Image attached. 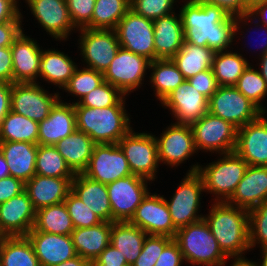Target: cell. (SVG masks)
Wrapping results in <instances>:
<instances>
[{"label":"cell","instance_id":"obj_1","mask_svg":"<svg viewBox=\"0 0 267 266\" xmlns=\"http://www.w3.org/2000/svg\"><path fill=\"white\" fill-rule=\"evenodd\" d=\"M179 10L184 41L214 52L228 50L232 45L235 16L223 8L201 0H186Z\"/></svg>","mask_w":267,"mask_h":266},{"label":"cell","instance_id":"obj_2","mask_svg":"<svg viewBox=\"0 0 267 266\" xmlns=\"http://www.w3.org/2000/svg\"><path fill=\"white\" fill-rule=\"evenodd\" d=\"M204 220L228 258L245 259L250 250L249 211L227 202H214ZM246 251V252H245Z\"/></svg>","mask_w":267,"mask_h":266},{"label":"cell","instance_id":"obj_3","mask_svg":"<svg viewBox=\"0 0 267 266\" xmlns=\"http://www.w3.org/2000/svg\"><path fill=\"white\" fill-rule=\"evenodd\" d=\"M124 98L115 106L102 109L74 106L77 130L86 133L95 144H117L133 129Z\"/></svg>","mask_w":267,"mask_h":266},{"label":"cell","instance_id":"obj_4","mask_svg":"<svg viewBox=\"0 0 267 266\" xmlns=\"http://www.w3.org/2000/svg\"><path fill=\"white\" fill-rule=\"evenodd\" d=\"M223 156V157H222ZM248 164L235 152L220 154V159L206 167L194 164L188 173L197 172L204 184L205 192L215 194V202H227L242 180Z\"/></svg>","mask_w":267,"mask_h":266},{"label":"cell","instance_id":"obj_5","mask_svg":"<svg viewBox=\"0 0 267 266\" xmlns=\"http://www.w3.org/2000/svg\"><path fill=\"white\" fill-rule=\"evenodd\" d=\"M173 239L184 260L193 266H224L229 259L220 249L204 219L178 229Z\"/></svg>","mask_w":267,"mask_h":266},{"label":"cell","instance_id":"obj_6","mask_svg":"<svg viewBox=\"0 0 267 266\" xmlns=\"http://www.w3.org/2000/svg\"><path fill=\"white\" fill-rule=\"evenodd\" d=\"M208 112L226 120L237 129L257 120L263 114L235 86H219L209 99Z\"/></svg>","mask_w":267,"mask_h":266},{"label":"cell","instance_id":"obj_7","mask_svg":"<svg viewBox=\"0 0 267 266\" xmlns=\"http://www.w3.org/2000/svg\"><path fill=\"white\" fill-rule=\"evenodd\" d=\"M133 175L154 181L159 160L155 135L130 130L118 143Z\"/></svg>","mask_w":267,"mask_h":266},{"label":"cell","instance_id":"obj_8","mask_svg":"<svg viewBox=\"0 0 267 266\" xmlns=\"http://www.w3.org/2000/svg\"><path fill=\"white\" fill-rule=\"evenodd\" d=\"M191 127L197 152L223 154L235 151L238 129L226 120L207 112Z\"/></svg>","mask_w":267,"mask_h":266},{"label":"cell","instance_id":"obj_9","mask_svg":"<svg viewBox=\"0 0 267 266\" xmlns=\"http://www.w3.org/2000/svg\"><path fill=\"white\" fill-rule=\"evenodd\" d=\"M202 192L205 190L201 176L187 172L172 199L164 198L177 230L204 219V215H198Z\"/></svg>","mask_w":267,"mask_h":266},{"label":"cell","instance_id":"obj_10","mask_svg":"<svg viewBox=\"0 0 267 266\" xmlns=\"http://www.w3.org/2000/svg\"><path fill=\"white\" fill-rule=\"evenodd\" d=\"M114 30L122 48L151 62L156 60L153 20L129 9Z\"/></svg>","mask_w":267,"mask_h":266},{"label":"cell","instance_id":"obj_11","mask_svg":"<svg viewBox=\"0 0 267 266\" xmlns=\"http://www.w3.org/2000/svg\"><path fill=\"white\" fill-rule=\"evenodd\" d=\"M77 31L80 34L78 47L86 67L104 73L121 47L115 30L82 28Z\"/></svg>","mask_w":267,"mask_h":266},{"label":"cell","instance_id":"obj_12","mask_svg":"<svg viewBox=\"0 0 267 266\" xmlns=\"http://www.w3.org/2000/svg\"><path fill=\"white\" fill-rule=\"evenodd\" d=\"M150 60L120 47L110 66L103 73L104 81L118 88L124 95L143 86Z\"/></svg>","mask_w":267,"mask_h":266},{"label":"cell","instance_id":"obj_13","mask_svg":"<svg viewBox=\"0 0 267 266\" xmlns=\"http://www.w3.org/2000/svg\"><path fill=\"white\" fill-rule=\"evenodd\" d=\"M38 83H12L11 111L39 123L49 116L61 96L59 92L49 94Z\"/></svg>","mask_w":267,"mask_h":266},{"label":"cell","instance_id":"obj_14","mask_svg":"<svg viewBox=\"0 0 267 266\" xmlns=\"http://www.w3.org/2000/svg\"><path fill=\"white\" fill-rule=\"evenodd\" d=\"M147 179L130 175L107 184L112 222H129L148 194Z\"/></svg>","mask_w":267,"mask_h":266},{"label":"cell","instance_id":"obj_15","mask_svg":"<svg viewBox=\"0 0 267 266\" xmlns=\"http://www.w3.org/2000/svg\"><path fill=\"white\" fill-rule=\"evenodd\" d=\"M83 174L92 180L108 184L130 176L132 172L118 144H95Z\"/></svg>","mask_w":267,"mask_h":266},{"label":"cell","instance_id":"obj_16","mask_svg":"<svg viewBox=\"0 0 267 266\" xmlns=\"http://www.w3.org/2000/svg\"><path fill=\"white\" fill-rule=\"evenodd\" d=\"M130 224L138 226L148 235H164L175 237V228L164 195L148 194L129 221Z\"/></svg>","mask_w":267,"mask_h":266},{"label":"cell","instance_id":"obj_17","mask_svg":"<svg viewBox=\"0 0 267 266\" xmlns=\"http://www.w3.org/2000/svg\"><path fill=\"white\" fill-rule=\"evenodd\" d=\"M158 160L168 166L176 167L197 152L191 125L173 123L155 137Z\"/></svg>","mask_w":267,"mask_h":266},{"label":"cell","instance_id":"obj_18","mask_svg":"<svg viewBox=\"0 0 267 266\" xmlns=\"http://www.w3.org/2000/svg\"><path fill=\"white\" fill-rule=\"evenodd\" d=\"M161 104L171 110L175 123L191 125L208 112L209 100L184 80Z\"/></svg>","mask_w":267,"mask_h":266},{"label":"cell","instance_id":"obj_19","mask_svg":"<svg viewBox=\"0 0 267 266\" xmlns=\"http://www.w3.org/2000/svg\"><path fill=\"white\" fill-rule=\"evenodd\" d=\"M41 27L57 40H67L76 30L69 16L66 0H25Z\"/></svg>","mask_w":267,"mask_h":266},{"label":"cell","instance_id":"obj_20","mask_svg":"<svg viewBox=\"0 0 267 266\" xmlns=\"http://www.w3.org/2000/svg\"><path fill=\"white\" fill-rule=\"evenodd\" d=\"M36 209L27 192L0 204V234L2 236H26L33 228Z\"/></svg>","mask_w":267,"mask_h":266},{"label":"cell","instance_id":"obj_21","mask_svg":"<svg viewBox=\"0 0 267 266\" xmlns=\"http://www.w3.org/2000/svg\"><path fill=\"white\" fill-rule=\"evenodd\" d=\"M235 152L251 166H267V119L264 113L237 130Z\"/></svg>","mask_w":267,"mask_h":266},{"label":"cell","instance_id":"obj_22","mask_svg":"<svg viewBox=\"0 0 267 266\" xmlns=\"http://www.w3.org/2000/svg\"><path fill=\"white\" fill-rule=\"evenodd\" d=\"M31 242L40 266H54L77 256L71 235L29 231Z\"/></svg>","mask_w":267,"mask_h":266},{"label":"cell","instance_id":"obj_23","mask_svg":"<svg viewBox=\"0 0 267 266\" xmlns=\"http://www.w3.org/2000/svg\"><path fill=\"white\" fill-rule=\"evenodd\" d=\"M22 31L10 46L13 61V83L37 82L42 49Z\"/></svg>","mask_w":267,"mask_h":266},{"label":"cell","instance_id":"obj_24","mask_svg":"<svg viewBox=\"0 0 267 266\" xmlns=\"http://www.w3.org/2000/svg\"><path fill=\"white\" fill-rule=\"evenodd\" d=\"M267 201V166L248 165L228 204L250 211Z\"/></svg>","mask_w":267,"mask_h":266},{"label":"cell","instance_id":"obj_25","mask_svg":"<svg viewBox=\"0 0 267 266\" xmlns=\"http://www.w3.org/2000/svg\"><path fill=\"white\" fill-rule=\"evenodd\" d=\"M76 129L74 104L59 99L52 107L49 116L39 122L38 145L55 146L58 141Z\"/></svg>","mask_w":267,"mask_h":266},{"label":"cell","instance_id":"obj_26","mask_svg":"<svg viewBox=\"0 0 267 266\" xmlns=\"http://www.w3.org/2000/svg\"><path fill=\"white\" fill-rule=\"evenodd\" d=\"M73 179L46 177L35 174L25 183L24 190L37 211L41 208L64 202L71 191Z\"/></svg>","mask_w":267,"mask_h":266},{"label":"cell","instance_id":"obj_27","mask_svg":"<svg viewBox=\"0 0 267 266\" xmlns=\"http://www.w3.org/2000/svg\"><path fill=\"white\" fill-rule=\"evenodd\" d=\"M71 191L77 195L102 221L112 222L107 184L92 180L83 173L75 174Z\"/></svg>","mask_w":267,"mask_h":266},{"label":"cell","instance_id":"obj_28","mask_svg":"<svg viewBox=\"0 0 267 266\" xmlns=\"http://www.w3.org/2000/svg\"><path fill=\"white\" fill-rule=\"evenodd\" d=\"M178 16V17H177ZM156 59H171L182 47L184 31L180 14L153 20Z\"/></svg>","mask_w":267,"mask_h":266},{"label":"cell","instance_id":"obj_29","mask_svg":"<svg viewBox=\"0 0 267 266\" xmlns=\"http://www.w3.org/2000/svg\"><path fill=\"white\" fill-rule=\"evenodd\" d=\"M38 144L29 142H0V152L9 166L10 176L23 183L35 174Z\"/></svg>","mask_w":267,"mask_h":266},{"label":"cell","instance_id":"obj_30","mask_svg":"<svg viewBox=\"0 0 267 266\" xmlns=\"http://www.w3.org/2000/svg\"><path fill=\"white\" fill-rule=\"evenodd\" d=\"M112 222L102 221L92 227L76 228L71 238L77 255L91 264L110 244Z\"/></svg>","mask_w":267,"mask_h":266},{"label":"cell","instance_id":"obj_31","mask_svg":"<svg viewBox=\"0 0 267 266\" xmlns=\"http://www.w3.org/2000/svg\"><path fill=\"white\" fill-rule=\"evenodd\" d=\"M94 141L84 132L75 130L58 141L55 147L74 174L83 173L90 161Z\"/></svg>","mask_w":267,"mask_h":266},{"label":"cell","instance_id":"obj_32","mask_svg":"<svg viewBox=\"0 0 267 266\" xmlns=\"http://www.w3.org/2000/svg\"><path fill=\"white\" fill-rule=\"evenodd\" d=\"M76 63L65 53L55 49H42L39 76L44 81L64 88L73 76Z\"/></svg>","mask_w":267,"mask_h":266},{"label":"cell","instance_id":"obj_33","mask_svg":"<svg viewBox=\"0 0 267 266\" xmlns=\"http://www.w3.org/2000/svg\"><path fill=\"white\" fill-rule=\"evenodd\" d=\"M146 235L129 222H112L110 244L120 250L128 266H132L142 251Z\"/></svg>","mask_w":267,"mask_h":266},{"label":"cell","instance_id":"obj_34","mask_svg":"<svg viewBox=\"0 0 267 266\" xmlns=\"http://www.w3.org/2000/svg\"><path fill=\"white\" fill-rule=\"evenodd\" d=\"M214 54L209 47H200L184 41L181 49L171 59L187 80L199 72L211 69Z\"/></svg>","mask_w":267,"mask_h":266},{"label":"cell","instance_id":"obj_35","mask_svg":"<svg viewBox=\"0 0 267 266\" xmlns=\"http://www.w3.org/2000/svg\"><path fill=\"white\" fill-rule=\"evenodd\" d=\"M0 266H40L27 236L0 238Z\"/></svg>","mask_w":267,"mask_h":266},{"label":"cell","instance_id":"obj_36","mask_svg":"<svg viewBox=\"0 0 267 266\" xmlns=\"http://www.w3.org/2000/svg\"><path fill=\"white\" fill-rule=\"evenodd\" d=\"M74 225L64 202L53 204L36 211L34 226L30 231L71 235Z\"/></svg>","mask_w":267,"mask_h":266},{"label":"cell","instance_id":"obj_37","mask_svg":"<svg viewBox=\"0 0 267 266\" xmlns=\"http://www.w3.org/2000/svg\"><path fill=\"white\" fill-rule=\"evenodd\" d=\"M150 70L153 72L149 82L152 83V87H155V95L161 103L185 80L172 59H156L150 62Z\"/></svg>","mask_w":267,"mask_h":266},{"label":"cell","instance_id":"obj_38","mask_svg":"<svg viewBox=\"0 0 267 266\" xmlns=\"http://www.w3.org/2000/svg\"><path fill=\"white\" fill-rule=\"evenodd\" d=\"M39 123L9 111L0 124V142L38 144Z\"/></svg>","mask_w":267,"mask_h":266},{"label":"cell","instance_id":"obj_39","mask_svg":"<svg viewBox=\"0 0 267 266\" xmlns=\"http://www.w3.org/2000/svg\"><path fill=\"white\" fill-rule=\"evenodd\" d=\"M248 65L242 54L225 50L215 52L212 70L219 86H235Z\"/></svg>","mask_w":267,"mask_h":266},{"label":"cell","instance_id":"obj_40","mask_svg":"<svg viewBox=\"0 0 267 266\" xmlns=\"http://www.w3.org/2000/svg\"><path fill=\"white\" fill-rule=\"evenodd\" d=\"M129 0H96L89 29L114 30L130 9Z\"/></svg>","mask_w":267,"mask_h":266},{"label":"cell","instance_id":"obj_41","mask_svg":"<svg viewBox=\"0 0 267 266\" xmlns=\"http://www.w3.org/2000/svg\"><path fill=\"white\" fill-rule=\"evenodd\" d=\"M35 171L36 174L46 177L74 178L75 176L57 148L49 145H38Z\"/></svg>","mask_w":267,"mask_h":266},{"label":"cell","instance_id":"obj_42","mask_svg":"<svg viewBox=\"0 0 267 266\" xmlns=\"http://www.w3.org/2000/svg\"><path fill=\"white\" fill-rule=\"evenodd\" d=\"M22 22L0 23V81L13 83V61L10 46L23 31Z\"/></svg>","mask_w":267,"mask_h":266},{"label":"cell","instance_id":"obj_43","mask_svg":"<svg viewBox=\"0 0 267 266\" xmlns=\"http://www.w3.org/2000/svg\"><path fill=\"white\" fill-rule=\"evenodd\" d=\"M251 66L249 64L244 70L235 87L265 114L267 112L266 107H263L261 101L264 100L263 98H266L267 84L257 68L255 70Z\"/></svg>","mask_w":267,"mask_h":266},{"label":"cell","instance_id":"obj_44","mask_svg":"<svg viewBox=\"0 0 267 266\" xmlns=\"http://www.w3.org/2000/svg\"><path fill=\"white\" fill-rule=\"evenodd\" d=\"M104 82L103 73L98 72L92 68L85 67L83 69H75L73 76L70 78L68 84L63 88L66 92L78 97V103L90 91L98 87Z\"/></svg>","mask_w":267,"mask_h":266},{"label":"cell","instance_id":"obj_45","mask_svg":"<svg viewBox=\"0 0 267 266\" xmlns=\"http://www.w3.org/2000/svg\"><path fill=\"white\" fill-rule=\"evenodd\" d=\"M125 96L118 88L104 81L101 85L85 95L78 103H74V106L102 109L115 106Z\"/></svg>","mask_w":267,"mask_h":266},{"label":"cell","instance_id":"obj_46","mask_svg":"<svg viewBox=\"0 0 267 266\" xmlns=\"http://www.w3.org/2000/svg\"><path fill=\"white\" fill-rule=\"evenodd\" d=\"M64 203L75 229L92 227L102 222V220L72 191L68 193Z\"/></svg>","mask_w":267,"mask_h":266},{"label":"cell","instance_id":"obj_47","mask_svg":"<svg viewBox=\"0 0 267 266\" xmlns=\"http://www.w3.org/2000/svg\"><path fill=\"white\" fill-rule=\"evenodd\" d=\"M250 249L267 245V201L249 211Z\"/></svg>","mask_w":267,"mask_h":266},{"label":"cell","instance_id":"obj_48","mask_svg":"<svg viewBox=\"0 0 267 266\" xmlns=\"http://www.w3.org/2000/svg\"><path fill=\"white\" fill-rule=\"evenodd\" d=\"M173 238L164 235H146L142 251L132 266H154L165 246Z\"/></svg>","mask_w":267,"mask_h":266},{"label":"cell","instance_id":"obj_49","mask_svg":"<svg viewBox=\"0 0 267 266\" xmlns=\"http://www.w3.org/2000/svg\"><path fill=\"white\" fill-rule=\"evenodd\" d=\"M177 0H133L130 9L147 19L155 20L174 13L173 4Z\"/></svg>","mask_w":267,"mask_h":266},{"label":"cell","instance_id":"obj_50","mask_svg":"<svg viewBox=\"0 0 267 266\" xmlns=\"http://www.w3.org/2000/svg\"><path fill=\"white\" fill-rule=\"evenodd\" d=\"M96 0H66L69 16L74 27L85 28L92 19Z\"/></svg>","mask_w":267,"mask_h":266},{"label":"cell","instance_id":"obj_51","mask_svg":"<svg viewBox=\"0 0 267 266\" xmlns=\"http://www.w3.org/2000/svg\"><path fill=\"white\" fill-rule=\"evenodd\" d=\"M252 20L254 22H252ZM248 21H250V23H255V27H259L261 24L267 26V0L256 1L250 5L248 13L235 16L234 37L237 36L238 30L242 28L239 26L240 23L248 25Z\"/></svg>","mask_w":267,"mask_h":266},{"label":"cell","instance_id":"obj_52","mask_svg":"<svg viewBox=\"0 0 267 266\" xmlns=\"http://www.w3.org/2000/svg\"><path fill=\"white\" fill-rule=\"evenodd\" d=\"M194 88L204 95L208 100L217 91L219 85L214 76L212 68L199 72L195 76L187 79Z\"/></svg>","mask_w":267,"mask_h":266},{"label":"cell","instance_id":"obj_53","mask_svg":"<svg viewBox=\"0 0 267 266\" xmlns=\"http://www.w3.org/2000/svg\"><path fill=\"white\" fill-rule=\"evenodd\" d=\"M184 262L183 254L177 242L172 239L163 249L154 266H181Z\"/></svg>","mask_w":267,"mask_h":266},{"label":"cell","instance_id":"obj_54","mask_svg":"<svg viewBox=\"0 0 267 266\" xmlns=\"http://www.w3.org/2000/svg\"><path fill=\"white\" fill-rule=\"evenodd\" d=\"M92 266H128L125 256L120 250L109 244L93 261Z\"/></svg>","mask_w":267,"mask_h":266},{"label":"cell","instance_id":"obj_55","mask_svg":"<svg viewBox=\"0 0 267 266\" xmlns=\"http://www.w3.org/2000/svg\"><path fill=\"white\" fill-rule=\"evenodd\" d=\"M25 183L21 180L7 176L0 179V204L10 200L24 191Z\"/></svg>","mask_w":267,"mask_h":266},{"label":"cell","instance_id":"obj_56","mask_svg":"<svg viewBox=\"0 0 267 266\" xmlns=\"http://www.w3.org/2000/svg\"><path fill=\"white\" fill-rule=\"evenodd\" d=\"M208 4L218 5L228 14L238 16L249 11V0H201Z\"/></svg>","mask_w":267,"mask_h":266},{"label":"cell","instance_id":"obj_57","mask_svg":"<svg viewBox=\"0 0 267 266\" xmlns=\"http://www.w3.org/2000/svg\"><path fill=\"white\" fill-rule=\"evenodd\" d=\"M17 0H0V23L22 22V14Z\"/></svg>","mask_w":267,"mask_h":266},{"label":"cell","instance_id":"obj_58","mask_svg":"<svg viewBox=\"0 0 267 266\" xmlns=\"http://www.w3.org/2000/svg\"><path fill=\"white\" fill-rule=\"evenodd\" d=\"M12 83L0 81V124L11 110Z\"/></svg>","mask_w":267,"mask_h":266},{"label":"cell","instance_id":"obj_59","mask_svg":"<svg viewBox=\"0 0 267 266\" xmlns=\"http://www.w3.org/2000/svg\"><path fill=\"white\" fill-rule=\"evenodd\" d=\"M54 266H92V265L88 260L77 255L71 259L64 261L63 263Z\"/></svg>","mask_w":267,"mask_h":266},{"label":"cell","instance_id":"obj_60","mask_svg":"<svg viewBox=\"0 0 267 266\" xmlns=\"http://www.w3.org/2000/svg\"><path fill=\"white\" fill-rule=\"evenodd\" d=\"M260 57L261 58H259V59L261 62L259 63L260 64L259 65L260 66L259 72L267 84V52Z\"/></svg>","mask_w":267,"mask_h":266},{"label":"cell","instance_id":"obj_61","mask_svg":"<svg viewBox=\"0 0 267 266\" xmlns=\"http://www.w3.org/2000/svg\"><path fill=\"white\" fill-rule=\"evenodd\" d=\"M10 176L9 166L0 152V179Z\"/></svg>","mask_w":267,"mask_h":266},{"label":"cell","instance_id":"obj_62","mask_svg":"<svg viewBox=\"0 0 267 266\" xmlns=\"http://www.w3.org/2000/svg\"><path fill=\"white\" fill-rule=\"evenodd\" d=\"M231 266H257V262L246 259H234Z\"/></svg>","mask_w":267,"mask_h":266},{"label":"cell","instance_id":"obj_63","mask_svg":"<svg viewBox=\"0 0 267 266\" xmlns=\"http://www.w3.org/2000/svg\"><path fill=\"white\" fill-rule=\"evenodd\" d=\"M260 248H262V251L260 252L262 253V261H260L261 264L257 263V266H267V245Z\"/></svg>","mask_w":267,"mask_h":266},{"label":"cell","instance_id":"obj_64","mask_svg":"<svg viewBox=\"0 0 267 266\" xmlns=\"http://www.w3.org/2000/svg\"><path fill=\"white\" fill-rule=\"evenodd\" d=\"M263 27H264V29H265V34H267V26H265V25H262ZM263 32H264V30H263ZM266 40L265 39H263V40H265L266 42L262 45V47H261V53H259L260 55L259 56H262L263 54H265L266 52H267V35H266ZM261 46V45H260Z\"/></svg>","mask_w":267,"mask_h":266},{"label":"cell","instance_id":"obj_65","mask_svg":"<svg viewBox=\"0 0 267 266\" xmlns=\"http://www.w3.org/2000/svg\"><path fill=\"white\" fill-rule=\"evenodd\" d=\"M256 1H259V0H249V6H250L251 4H253L254 2H256Z\"/></svg>","mask_w":267,"mask_h":266}]
</instances>
